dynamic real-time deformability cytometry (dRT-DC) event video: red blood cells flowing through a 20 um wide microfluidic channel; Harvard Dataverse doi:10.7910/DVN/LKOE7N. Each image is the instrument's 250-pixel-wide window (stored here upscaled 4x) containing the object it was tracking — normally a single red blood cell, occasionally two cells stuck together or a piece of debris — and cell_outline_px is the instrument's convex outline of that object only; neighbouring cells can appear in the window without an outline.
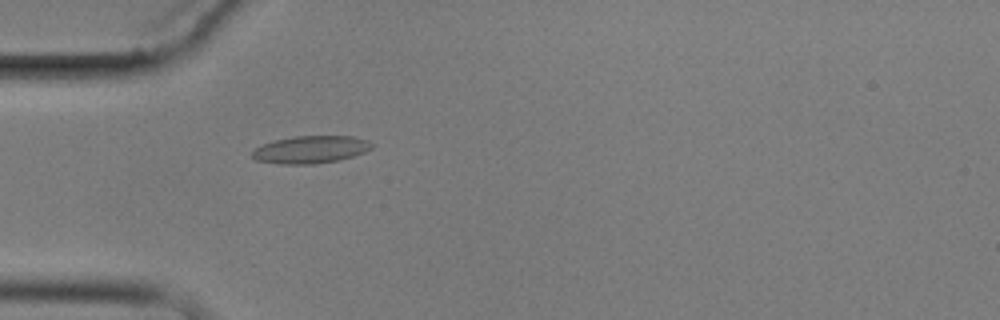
{"species": "common noctule bat (a hibernating species)", "species_latin": "Nyctalus noctula", "temperature_condition": "cold", "stored_images_in_passage": 5, "camera_frame_rate_fps": 3000, "um_per_image_px": 0.085, "animal": {"sex": "male", "body_mass_g": 17.9}, "frame": {"image": 1, "passage_image": 5, "time_ms": 4.667, "image_size_px": [1000, 320], "cell_outline_px": [[376, 144], [372, 148], [364, 152], [352, 156], [336, 160], [312, 164], [280, 164], [256, 160], [252, 156], [252, 152], [256, 148], [264, 144], [276, 140], [292, 136], [352, 136], [368, 140]], "centroid_in_image_um": [26.43, 12.7], "position_along_channel_um": 58.6, "area_um2": 19.02}}